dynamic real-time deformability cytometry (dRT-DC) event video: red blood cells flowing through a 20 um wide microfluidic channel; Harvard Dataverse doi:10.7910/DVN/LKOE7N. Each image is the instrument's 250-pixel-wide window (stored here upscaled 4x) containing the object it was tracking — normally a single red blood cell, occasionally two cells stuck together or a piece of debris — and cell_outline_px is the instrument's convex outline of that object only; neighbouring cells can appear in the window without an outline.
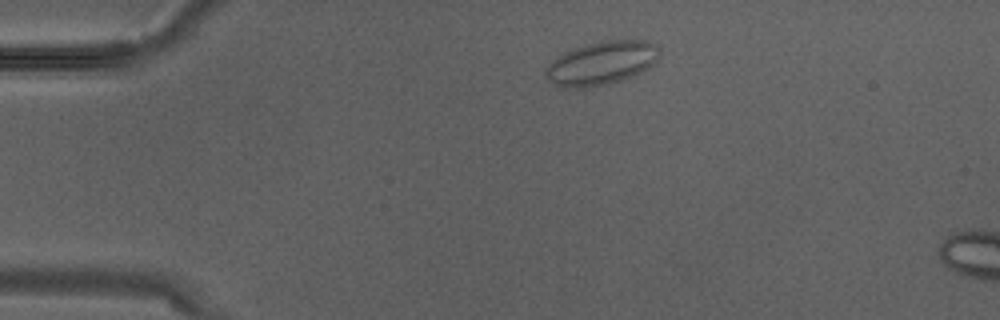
{"species": "Egyptian fruit bat (a non-hibernating species)", "species_latin": "Rousettus aegyptiacus", "temperature_condition": "warm", "stored_images_in_passage": 2, "camera_frame_rate_fps": 3000, "um_per_image_px": 0.085, "animal": {"sex": "male"}, "frame": {"image": 1, "passage_image": 1, "time_ms": 0.0, "image_size_px": [1000, 320], "cell_outline_px": [[660, 52], [656, 60], [648, 68], [632, 76], [620, 80], [604, 84], [584, 88], [564, 88], [552, 84], [548, 80], [544, 72], [548, 64], [556, 56], [564, 52], [588, 44], [604, 40], [648, 40], [656, 44]], "centroid_in_image_um": [51.1, 5.36], "position_along_channel_um": 33.9, "area_um2": 28.78}}